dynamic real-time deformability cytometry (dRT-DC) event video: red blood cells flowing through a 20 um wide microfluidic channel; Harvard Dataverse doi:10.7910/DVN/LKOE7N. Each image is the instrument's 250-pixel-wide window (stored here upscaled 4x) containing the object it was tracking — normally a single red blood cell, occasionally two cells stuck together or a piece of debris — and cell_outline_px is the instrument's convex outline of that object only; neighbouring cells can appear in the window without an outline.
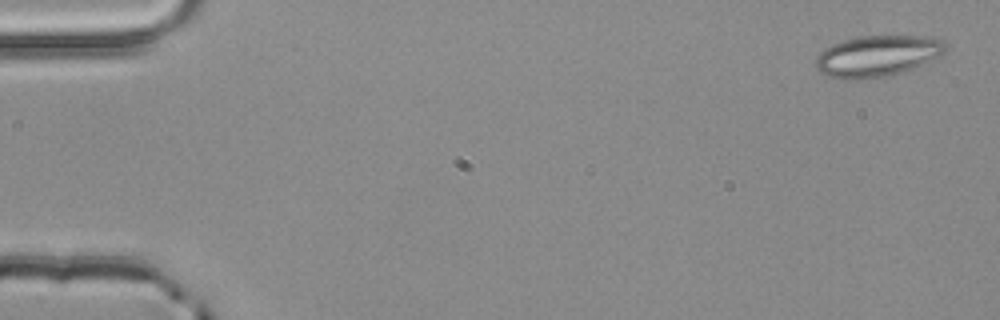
{"species": "common noctule bat (a hibernating species)", "species_latin": "Nyctalus noctula", "temperature_condition": "room temperature", "stored_images_in_passage": 3, "camera_frame_rate_fps": 3000, "um_per_image_px": 0.085, "animal": {"sex": "male", "body_mass_g": 20.4}, "frame": {"image": 1, "passage_image": 1, "time_ms": 0.0, "image_size_px": [1000, 320], "cell_outline_px": [[948, 48], [940, 56], [912, 68], [888, 76], [864, 80], [840, 80], [828, 76], [820, 72], [816, 68], [816, 56], [824, 48], [832, 44], [856, 36], [928, 36], [944, 40]], "centroid_in_image_um": [74.55, 4.77], "position_along_channel_um": 10.5, "area_um2": 31.5}}